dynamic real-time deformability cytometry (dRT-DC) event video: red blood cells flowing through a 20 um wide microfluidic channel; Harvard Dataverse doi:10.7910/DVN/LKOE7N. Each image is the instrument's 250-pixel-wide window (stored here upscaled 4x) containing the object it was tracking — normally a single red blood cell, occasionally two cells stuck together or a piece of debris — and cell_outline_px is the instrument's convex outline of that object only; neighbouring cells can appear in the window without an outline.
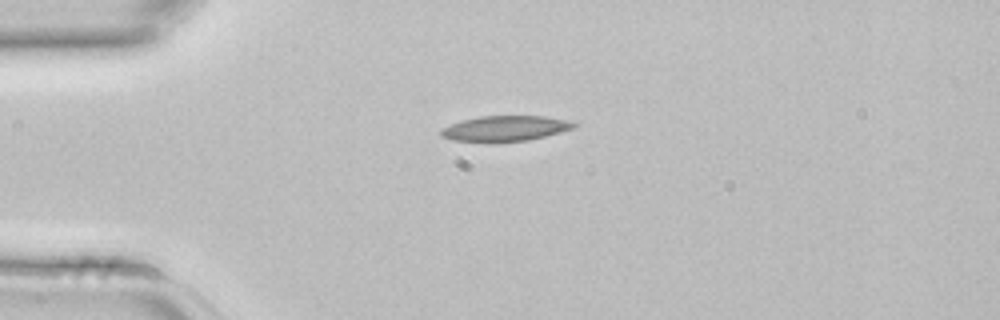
{"species": "common noctule bat (a hibernating species)", "species_latin": "Nyctalus noctula", "temperature_condition": "room temperature", "stored_images_in_passage": 1, "camera_frame_rate_fps": 3000, "um_per_image_px": 0.085, "animal": {"sex": "female", "body_mass_g": 22.7, "forearm_length_mm": 54.2}, "frame": {"image": 1, "passage_image": 1, "time_ms": 0.0, "image_size_px": [1000, 320], "cell_outline_px": [[580, 124], [576, 128], [528, 140], [496, 144], [488, 144], [452, 140], [440, 136], [440, 128], [464, 120], [480, 116], [544, 116], [568, 120]], "centroid_in_image_um": [42.92, 10.95], "position_along_channel_um": 42.1, "area_um2": 20.35}}